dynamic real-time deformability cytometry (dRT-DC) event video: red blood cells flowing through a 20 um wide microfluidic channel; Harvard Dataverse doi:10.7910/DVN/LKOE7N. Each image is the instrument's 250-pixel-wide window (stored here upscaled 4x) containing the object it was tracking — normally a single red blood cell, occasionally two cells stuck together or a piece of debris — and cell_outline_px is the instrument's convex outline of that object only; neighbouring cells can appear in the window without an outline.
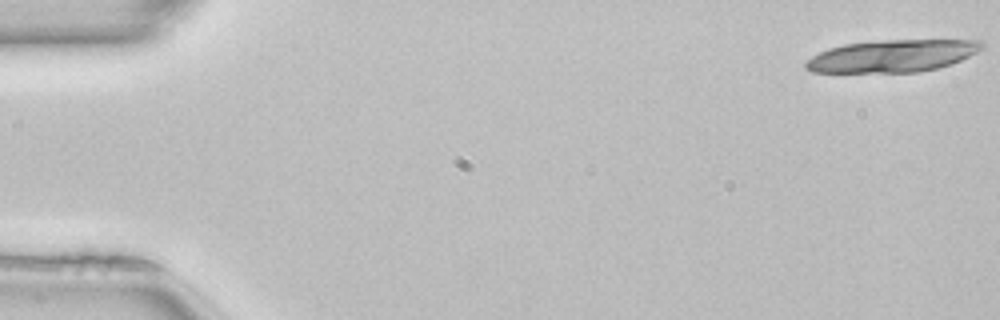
{"species": "common noctule bat (a hibernating species)", "species_latin": "Nyctalus noctula", "temperature_condition": "room temperature", "stored_images_in_passage": 18, "camera_frame_rate_fps": 3000, "um_per_image_px": 0.085, "animal": {"sex": "female", "body_mass_g": 22.7, "forearm_length_mm": 54.2}, "frame": {"image": 1, "passage_image": 1, "time_ms": 0.0, "image_size_px": [1000, 320], "cell_outline_px": [[984, 48], [952, 64], [920, 72], [812, 72], [804, 68], [804, 64], [812, 56], [828, 48], [844, 44], [884, 40], [984, 40]], "centroid_in_image_um": [75.86, 4.75], "position_along_channel_um": 9.1, "area_um2": 33.06}}